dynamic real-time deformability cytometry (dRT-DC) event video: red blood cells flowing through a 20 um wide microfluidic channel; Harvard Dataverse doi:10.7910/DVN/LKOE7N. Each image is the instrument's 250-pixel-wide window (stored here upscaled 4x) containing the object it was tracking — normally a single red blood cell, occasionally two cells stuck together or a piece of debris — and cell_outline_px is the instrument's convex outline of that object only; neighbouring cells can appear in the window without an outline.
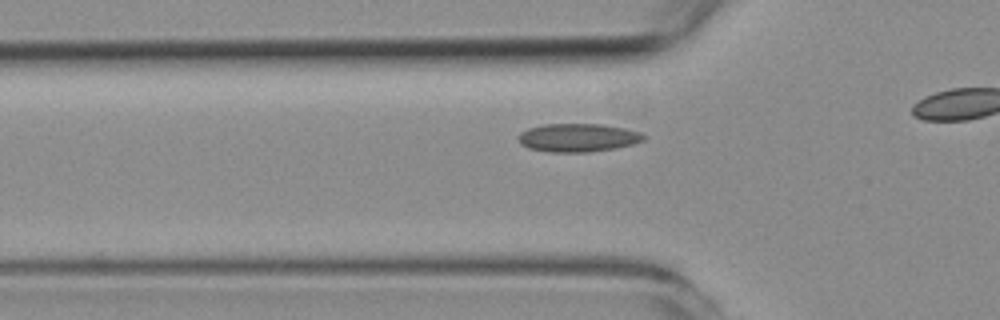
{"species": "common noctule bat (a hibernating species)", "species_latin": "Nyctalus noctula", "temperature_condition": "room temperature", "stored_images_in_passage": 21, "camera_frame_rate_fps": 3000, "um_per_image_px": 0.085, "animal": {"sex": "female", "body_mass_g": 19.3, "forearm_length_mm": 54.1}, "frame": {"image": 1, "passage_image": 12, "time_ms": 3.667, "image_size_px": [1000, 320], "cell_outline_px": [[648, 136], [644, 140], [632, 144], [612, 148], [588, 152], [552, 152], [528, 148], [520, 144], [516, 136], [520, 132], [528, 128], [544, 124], [604, 124], [624, 128], [640, 132]], "centroid_in_image_um": [49.1, 11.69], "position_along_channel_um": 76.7, "area_um2": 20.75}}
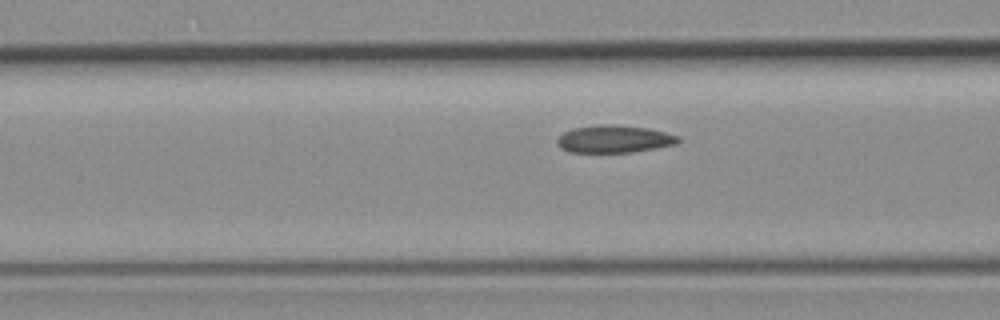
{"frame": {"image": 2, "passage_image": 15, "time_ms": 4.667, "image_size_px": [1000, 320], "cell_outline_px": [[680, 140], [676, 144], [656, 148], [632, 152], [568, 152], [560, 148], [556, 144], [556, 140], [564, 132], [572, 128], [600, 124], [616, 124], [648, 128], [680, 136]], "centroid_in_image_um": [52.18, 11.81], "position_along_channel_um": 114.4, "area_um2": 19.54}}